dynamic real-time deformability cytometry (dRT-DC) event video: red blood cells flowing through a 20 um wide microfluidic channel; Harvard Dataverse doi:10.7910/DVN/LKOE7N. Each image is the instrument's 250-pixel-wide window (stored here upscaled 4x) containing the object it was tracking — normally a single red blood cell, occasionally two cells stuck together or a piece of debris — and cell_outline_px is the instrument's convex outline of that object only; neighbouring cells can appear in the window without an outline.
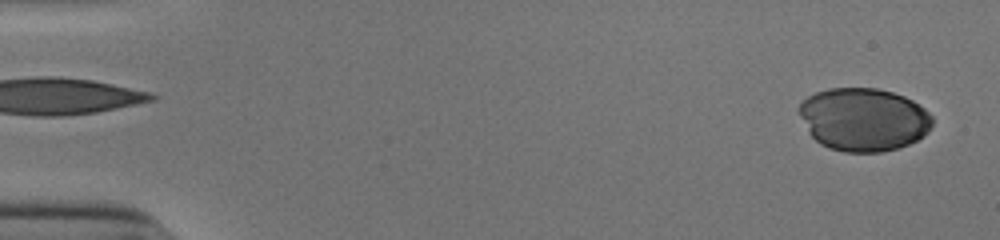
{"species": "human", "species_latin": "Homo sapiens", "temperature_condition": "cold", "stored_images_in_passage": 44, "camera_frame_rate_fps": 3000, "um_per_image_px": 0.085, "donor": {"sex": "male"}, "frame": {"image": 1, "passage_image": 2, "time_ms": 0.333, "image_size_px": [1000, 240], "cell_outline_px": [[932, 124], [928, 132], [924, 136], [908, 144], [896, 148], [880, 152], [844, 152], [828, 148], [820, 144], [808, 132], [796, 108], [808, 96], [816, 92], [828, 88], [876, 88], [892, 92], [904, 96], [912, 100], [924, 108], [932, 116]], "centroid_in_image_um": [73.38, 10.15], "position_along_channel_um": 11.6, "area_um2": 49.13}}
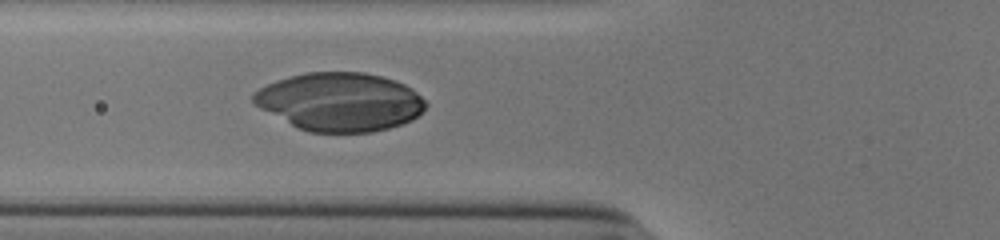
{"frame": {"image": 2, "passage_image": 20, "time_ms": 6.333, "image_size_px": [1000, 240], "cell_outline_px": [[428, 104], [412, 120], [388, 128], [372, 132], [308, 132], [260, 108], [252, 100], [252, 96], [260, 88], [276, 80], [308, 72], [364, 72], [396, 80], [412, 88]], "centroid_in_image_um": [28.92, 8.65], "position_along_channel_um": 96.9, "area_um2": 58.03}}
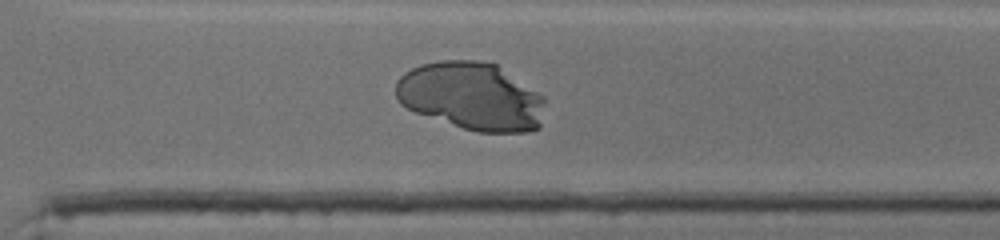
{"frame": {"image": 3, "passage_image": 38, "time_ms": 12.333, "image_size_px": [1000, 240], "cell_outline_px": [[544, 104], [540, 128], [528, 132], [476, 132], [416, 112], [400, 104], [396, 96], [396, 80], [404, 72], [420, 64], [440, 60], [476, 60], [496, 64], [544, 96]], "centroid_in_image_um": [40.06, 8.18], "position_along_channel_um": 330.5, "area_um2": 58.96}}